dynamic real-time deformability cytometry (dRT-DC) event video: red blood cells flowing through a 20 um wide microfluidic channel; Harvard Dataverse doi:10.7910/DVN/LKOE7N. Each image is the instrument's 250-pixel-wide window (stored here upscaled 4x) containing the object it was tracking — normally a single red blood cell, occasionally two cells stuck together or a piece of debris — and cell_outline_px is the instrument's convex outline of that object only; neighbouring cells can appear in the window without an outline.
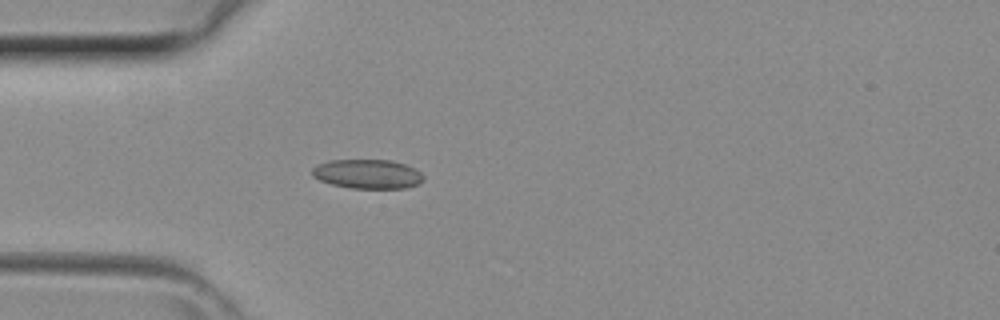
{"species": "common noctule bat (a hibernating species)", "species_latin": "Nyctalus noctula", "temperature_condition": "room temperature", "stored_images_in_passage": 37, "camera_frame_rate_fps": 3000, "um_per_image_px": 0.085, "animal": {"sex": "female", "body_mass_g": 29.2, "forearm_length_mm": 56.3}, "frame": {"image": 1, "passage_image": 7, "time_ms": 2.0, "image_size_px": [1000, 320], "cell_outline_px": [[424, 180], [420, 184], [404, 188], [352, 188], [332, 184], [320, 180], [312, 176], [312, 168], [328, 160], [392, 160], [404, 164], [420, 172], [424, 176]], "centroid_in_image_um": [31.26, 14.79], "position_along_channel_um": 53.7, "area_um2": 18.9}}
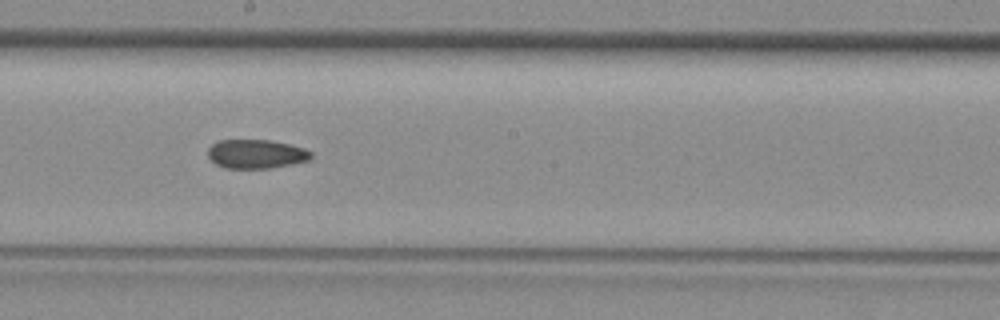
{"frame": {"image": 2, "passage_image": 18, "time_ms": 5.667, "image_size_px": [1000, 320], "cell_outline_px": [[312, 156], [308, 160], [268, 168], [224, 168], [216, 164], [208, 156], [208, 148], [216, 140], [268, 140], [288, 144], [304, 148], [312, 152]], "centroid_in_image_um": [21.73, 13.08], "position_along_channel_um": 226.5, "area_um2": 17.22}}
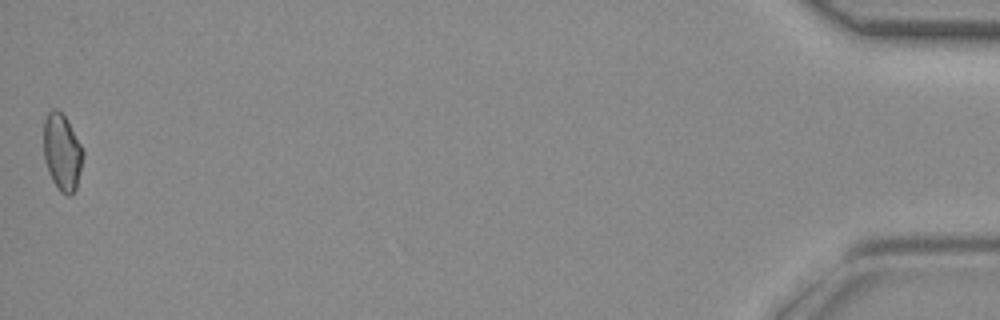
{"frame": {"image": 3, "passage_image": 37, "time_ms": 12.0, "image_size_px": [1000, 320], "cell_outline_px": [[84, 152], [76, 188], [68, 196], [60, 192], [52, 180], [44, 160], [44, 120], [48, 112], [52, 108], [56, 108], [64, 116], [80, 144]], "centroid_in_image_um": [5.26, 12.94], "position_along_channel_um": 429.9, "area_um2": 17.28}}